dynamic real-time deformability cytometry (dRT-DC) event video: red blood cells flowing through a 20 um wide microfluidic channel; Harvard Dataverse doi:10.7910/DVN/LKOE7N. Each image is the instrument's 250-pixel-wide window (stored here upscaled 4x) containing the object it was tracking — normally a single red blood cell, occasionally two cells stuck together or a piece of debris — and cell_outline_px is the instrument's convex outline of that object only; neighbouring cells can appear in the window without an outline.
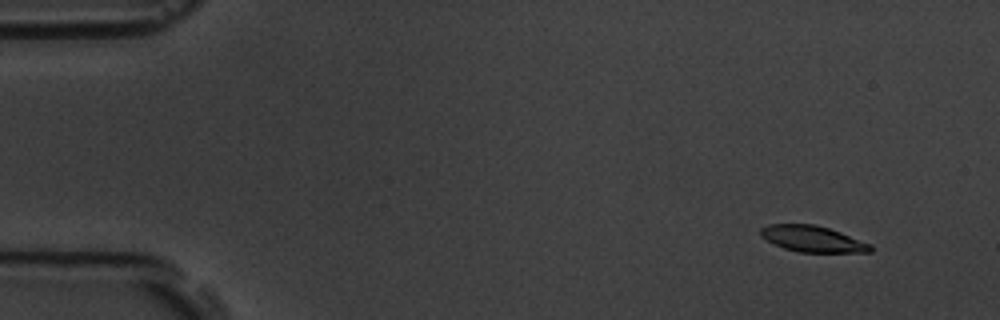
{"species": "common noctule bat (a hibernating species)", "species_latin": "Nyctalus noctula", "temperature_condition": "room temperature", "stored_images_in_passage": 7, "camera_frame_rate_fps": 3000, "um_per_image_px": 0.085, "animal": {"sex": "male", "body_mass_g": 19.5, "forearm_length_mm": 54.6}, "frame": {"image": 1, "passage_image": 2, "time_ms": 1.333, "image_size_px": [1000, 320], "cell_outline_px": [[872, 252], [800, 252], [784, 248], [760, 236], [760, 228], [768, 224], [816, 224], [840, 232], [872, 244]], "centroid_in_image_um": [69.08, 20.3], "position_along_channel_um": 15.9, "area_um2": 16.65}}
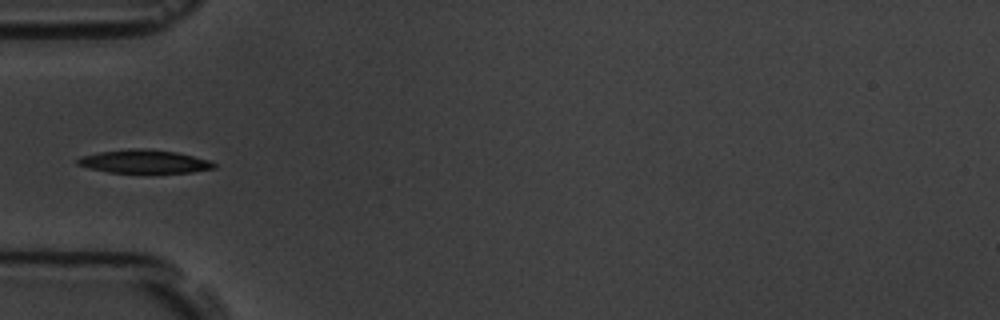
{"frame": {"image": 2, "passage_image": 6, "time_ms": 6.0, "image_size_px": [1000, 320], "cell_outline_px": [[216, 168], [192, 172], [108, 172], [88, 168], [76, 164], [76, 160], [80, 156], [100, 152], [132, 148], [144, 148], [176, 152], [208, 160], [216, 164]], "centroid_in_image_um": [12.23, 13.72], "position_along_channel_um": 72.8, "area_um2": 18.38}}
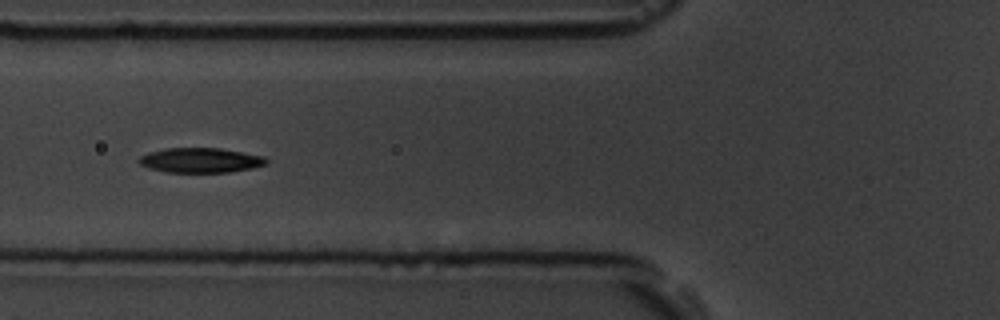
{"frame": {"image": 3, "passage_image": 7, "time_ms": 7.0, "image_size_px": [1000, 320], "cell_outline_px": [[268, 164], [252, 168], [228, 172], [164, 172], [148, 168], [140, 164], [136, 160], [140, 156], [148, 152], [164, 148], [220, 148], [264, 156], [268, 160]], "centroid_in_image_um": [17.01, 13.62], "position_along_channel_um": 108.8, "area_um2": 18.55}}